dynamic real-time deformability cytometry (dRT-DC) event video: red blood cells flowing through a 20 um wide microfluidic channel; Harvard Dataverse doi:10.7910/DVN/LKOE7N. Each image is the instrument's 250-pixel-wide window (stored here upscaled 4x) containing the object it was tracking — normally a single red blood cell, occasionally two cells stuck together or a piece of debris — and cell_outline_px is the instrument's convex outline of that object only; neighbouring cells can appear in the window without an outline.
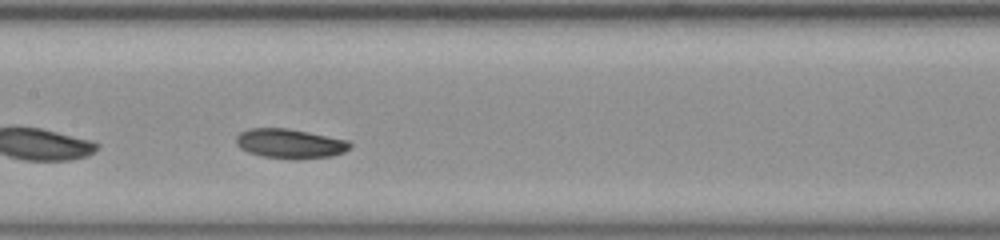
{"species": "common noctule bat (a hibernating species)", "species_latin": "Nyctalus noctula", "temperature_condition": "room temperature", "stored_images_in_passage": 28, "camera_frame_rate_fps": 3000, "um_per_image_px": 0.085, "animal": {"sex": "female", "body_mass_g": 23.0, "forearm_length_mm": 53.4}, "frame": {"image": 1, "passage_image": 13, "time_ms": 4.0, "image_size_px": [1000, 240], "cell_outline_px": [[352, 148], [344, 152], [332, 156], [296, 160], [292, 160], [264, 156], [248, 152], [240, 148], [236, 144], [236, 136], [240, 132], [248, 128], [288, 128], [348, 140], [352, 144]], "centroid_in_image_um": [24.66, 12.21], "position_along_channel_um": 182.7, "area_um2": 19.83}, "authors_computed_cell_mechanics": {"area_um2": 19.3919, "velocity_mm_per_s": 3.9848, "shape_relaxation_time_tau1_ms": 4.4032, "shape_relaxation_time_tau2_ms": null, "deformation_change_tau1": 0.1031, "deformation_change_tau2": null}}